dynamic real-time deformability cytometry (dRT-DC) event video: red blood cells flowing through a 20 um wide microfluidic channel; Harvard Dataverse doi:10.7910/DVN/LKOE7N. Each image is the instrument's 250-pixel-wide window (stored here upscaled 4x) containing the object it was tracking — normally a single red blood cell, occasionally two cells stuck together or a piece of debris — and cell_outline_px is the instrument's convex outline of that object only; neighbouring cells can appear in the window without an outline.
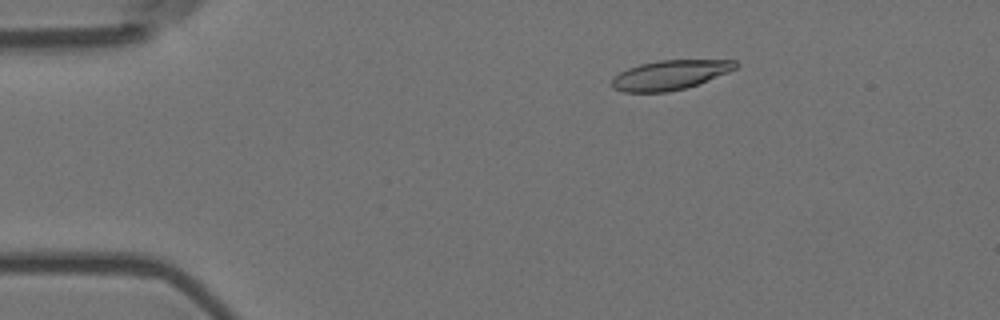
{"species": "Egyptian fruit bat (a non-hibernating species)", "species_latin": "Rousettus aegyptiacus", "temperature_condition": "room temperature", "stored_images_in_passage": 6, "camera_frame_rate_fps": 3000, "um_per_image_px": 0.085, "animal": {"sex": "female"}, "frame": {"image": 1, "passage_image": 3, "time_ms": 0.667, "image_size_px": [1000, 320], "cell_outline_px": [[740, 64], [736, 68], [728, 72], [696, 84], [684, 88], [668, 92], [624, 92], [612, 88], [612, 76], [628, 68], [640, 64], [660, 60], [736, 60]], "centroid_in_image_um": [56.92, 6.37], "position_along_channel_um": 28.1, "area_um2": 21.15}}